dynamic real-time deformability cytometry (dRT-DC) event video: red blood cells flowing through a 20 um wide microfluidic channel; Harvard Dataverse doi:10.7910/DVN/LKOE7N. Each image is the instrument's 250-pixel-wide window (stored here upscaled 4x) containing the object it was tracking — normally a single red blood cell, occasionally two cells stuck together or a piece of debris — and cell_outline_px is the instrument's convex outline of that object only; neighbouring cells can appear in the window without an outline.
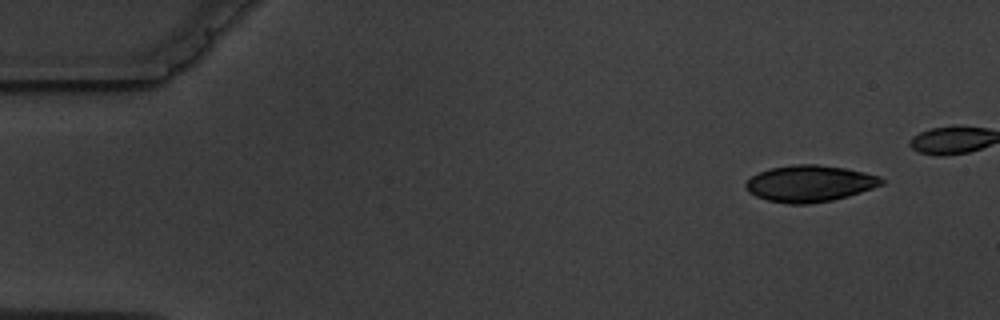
{"species": "common noctule bat (a hibernating species)", "species_latin": "Nyctalus noctula", "temperature_condition": "warm", "stored_images_in_passage": 5, "camera_frame_rate_fps": 3000, "um_per_image_px": 0.085, "animal": {"sex": "male", "body_mass_g": 19.5, "forearm_length_mm": 54.6}, "frame": {"image": 1, "passage_image": 1, "time_ms": 0.0, "image_size_px": [1000, 320], "cell_outline_px": [[884, 184], [848, 196], [832, 200], [808, 204], [788, 204], [768, 200], [756, 196], [748, 192], [744, 184], [752, 176], [768, 168], [796, 164], [816, 164], [844, 168], [864, 172], [880, 176], [884, 180]], "centroid_in_image_um": [68.82, 15.6], "position_along_channel_um": 16.2, "area_um2": 28.84}}